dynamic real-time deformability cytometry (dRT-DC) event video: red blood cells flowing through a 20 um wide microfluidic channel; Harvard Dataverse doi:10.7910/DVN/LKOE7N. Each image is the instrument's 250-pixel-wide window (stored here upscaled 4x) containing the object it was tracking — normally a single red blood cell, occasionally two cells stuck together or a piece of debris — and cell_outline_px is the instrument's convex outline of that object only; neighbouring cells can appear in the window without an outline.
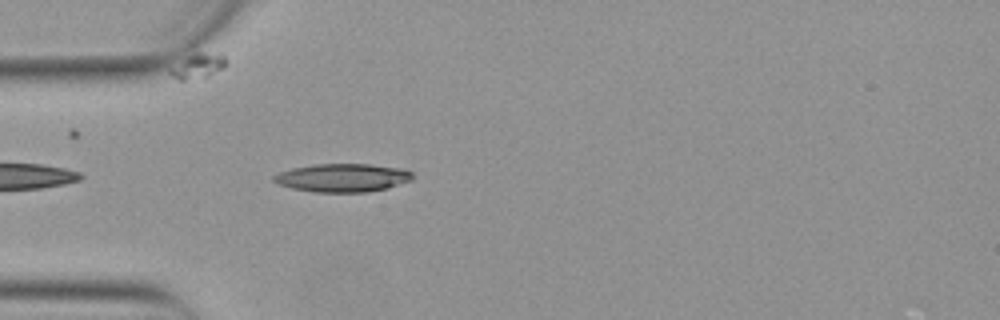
{"species": "Egyptian fruit bat (a non-hibernating species)", "species_latin": "Rousettus aegyptiacus", "temperature_condition": "warm", "stored_images_in_passage": 9, "camera_frame_rate_fps": 3000, "um_per_image_px": 0.085, "animal": {"sex": "female"}, "frame": {"image": 1, "passage_image": 2, "time_ms": 0.333, "image_size_px": [1000, 320], "cell_outline_px": [[412, 180], [388, 188], [368, 192], [312, 192], [292, 188], [280, 184], [272, 180], [272, 176], [280, 172], [292, 168], [316, 164], [372, 164], [404, 168], [412, 172]], "centroid_in_image_um": [29.15, 15.11], "position_along_channel_um": 55.9, "area_um2": 23.0}}
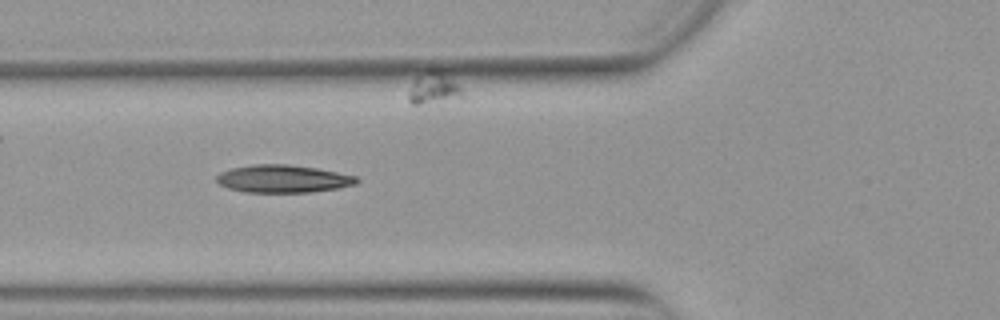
{"frame": {"image": 2, "passage_image": 6, "time_ms": 1.667, "image_size_px": [1000, 320], "cell_outline_px": [[360, 180], [356, 184], [336, 188], [308, 192], [244, 192], [228, 188], [220, 184], [216, 180], [216, 176], [220, 172], [232, 168], [252, 164], [288, 164], [316, 168], [356, 176]], "centroid_in_image_um": [24.03, 15.19], "position_along_channel_um": 101.8, "area_um2": 22.48}}
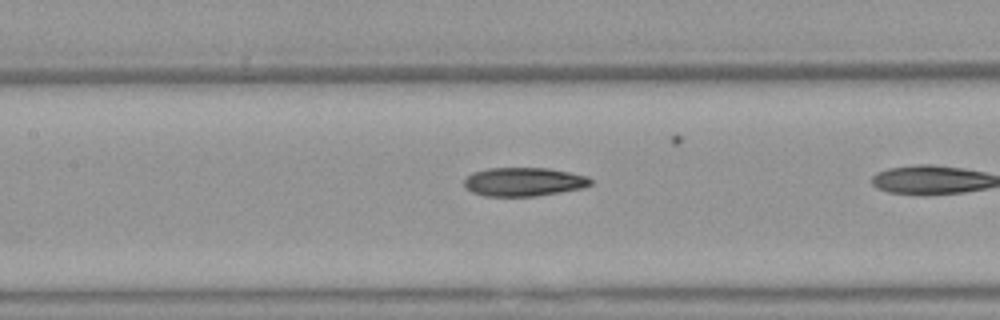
{"frame": {"image": 3, "passage_image": 8, "time_ms": 2.333, "image_size_px": [1000, 320], "cell_outline_px": [[592, 184], [584, 188], [536, 196], [484, 196], [472, 192], [464, 188], [464, 180], [472, 172], [488, 168], [548, 168], [588, 176], [592, 180]], "centroid_in_image_um": [44.51, 15.45], "position_along_channel_um": 162.9, "area_um2": 21.27}}